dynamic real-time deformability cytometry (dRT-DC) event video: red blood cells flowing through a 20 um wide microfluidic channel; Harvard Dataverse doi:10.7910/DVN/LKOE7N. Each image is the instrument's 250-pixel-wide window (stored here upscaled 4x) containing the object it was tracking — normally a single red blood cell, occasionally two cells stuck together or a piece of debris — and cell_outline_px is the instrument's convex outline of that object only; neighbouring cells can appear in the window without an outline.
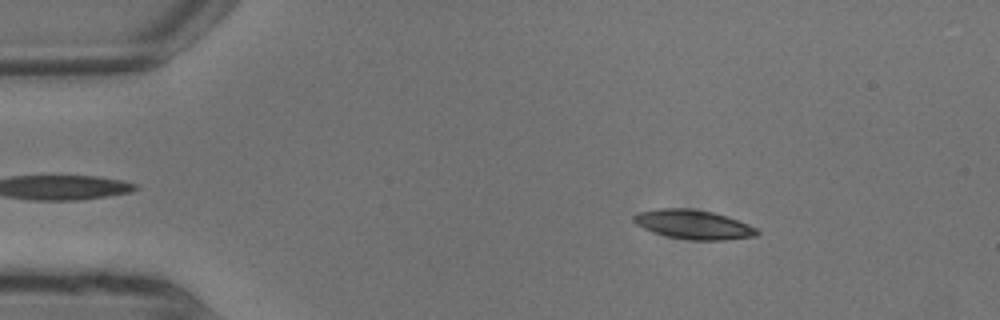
{"species": "common noctule bat (a hibernating species)", "species_latin": "Nyctalus noctula", "temperature_condition": "warm", "stored_images_in_passage": 7, "camera_frame_rate_fps": 3000, "um_per_image_px": 0.085, "animal": {"sex": "male", "body_mass_g": 13.3}, "frame": {"image": 1, "passage_image": 2, "time_ms": 0.333, "image_size_px": [1000, 320], "cell_outline_px": [[760, 232], [756, 236], [724, 240], [692, 240], [668, 236], [652, 232], [636, 224], [632, 220], [632, 216], [636, 212], [660, 208], [688, 208], [712, 212], [728, 216], [748, 224], [756, 228]], "centroid_in_image_um": [58.92, 19.07], "position_along_channel_um": 26.1, "area_um2": 21.04}}
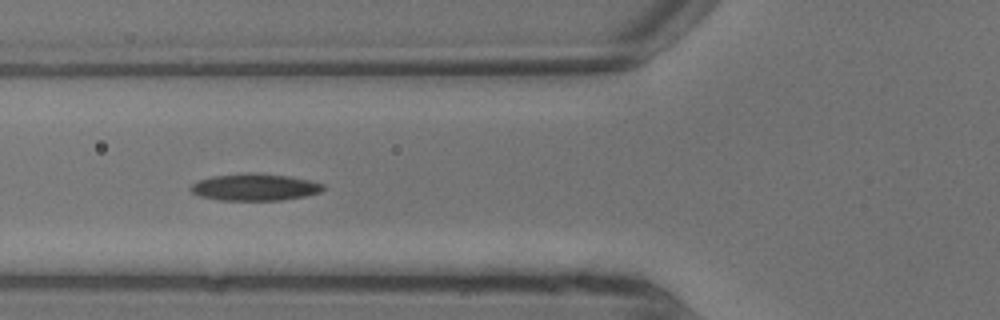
{"frame": {"image": 2, "passage_image": 6, "time_ms": 1.667, "image_size_px": [1000, 320], "cell_outline_px": [[324, 188], [320, 192], [304, 196], [280, 200], [220, 200], [200, 196], [192, 192], [188, 188], [196, 180], [212, 176], [244, 172], [256, 172], [288, 176], [308, 180], [324, 184]], "centroid_in_image_um": [21.6, 15.89], "position_along_channel_um": 104.2, "area_um2": 20.92}}
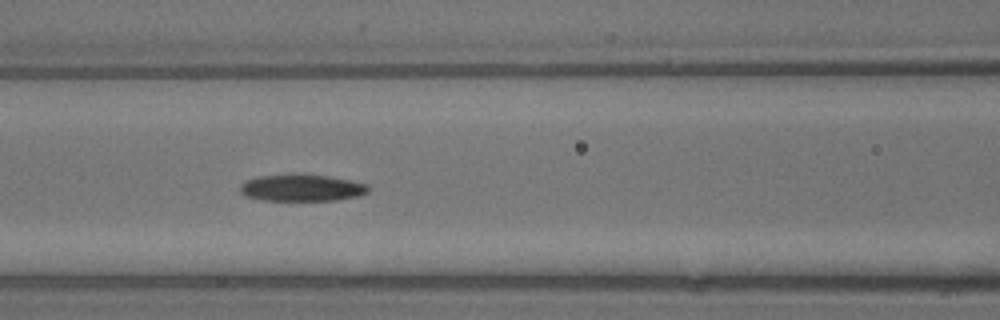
{"frame": {"image": 3, "passage_image": 7, "time_ms": 2.0, "image_size_px": [1000, 320], "cell_outline_px": [[368, 192], [356, 196], [336, 200], [260, 200], [244, 196], [240, 192], [240, 184], [248, 180], [260, 176], [288, 172], [304, 172], [328, 176], [368, 184]], "centroid_in_image_um": [25.59, 15.93], "position_along_channel_um": 141.0, "area_um2": 20.52}}